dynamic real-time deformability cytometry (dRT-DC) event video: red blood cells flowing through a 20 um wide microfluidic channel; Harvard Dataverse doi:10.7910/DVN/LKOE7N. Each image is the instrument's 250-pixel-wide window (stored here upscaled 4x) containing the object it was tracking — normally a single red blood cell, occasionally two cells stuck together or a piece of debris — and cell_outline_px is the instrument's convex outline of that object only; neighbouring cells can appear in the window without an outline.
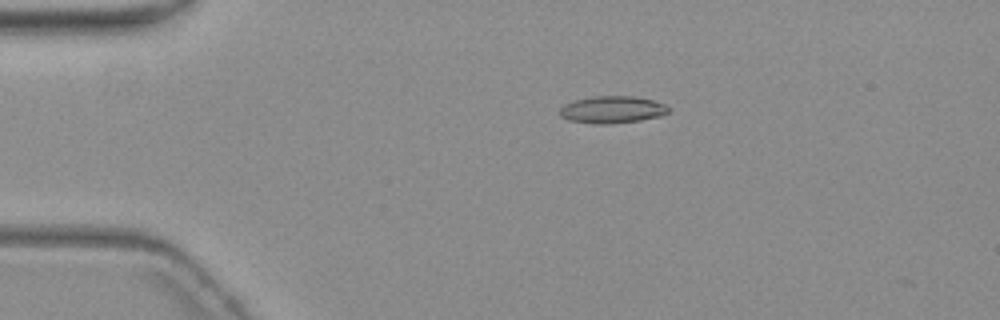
{"species": "common noctule bat (a hibernating species)", "species_latin": "Nyctalus noctula", "temperature_condition": "warm", "stored_images_in_passage": 8, "camera_frame_rate_fps": 3000, "um_per_image_px": 0.085, "animal": {"sex": "female", "body_mass_g": 19.3, "forearm_length_mm": 54.1}, "frame": {"image": 1, "passage_image": 2, "time_ms": 1.333, "image_size_px": [1000, 320], "cell_outline_px": [[668, 112], [660, 116], [640, 120], [608, 124], [592, 124], [568, 120], [560, 116], [560, 108], [564, 104], [576, 100], [592, 96], [632, 96], [652, 100], [664, 104], [668, 108]], "centroid_in_image_um": [52.0, 9.32], "position_along_channel_um": 33.0, "area_um2": 17.11}}
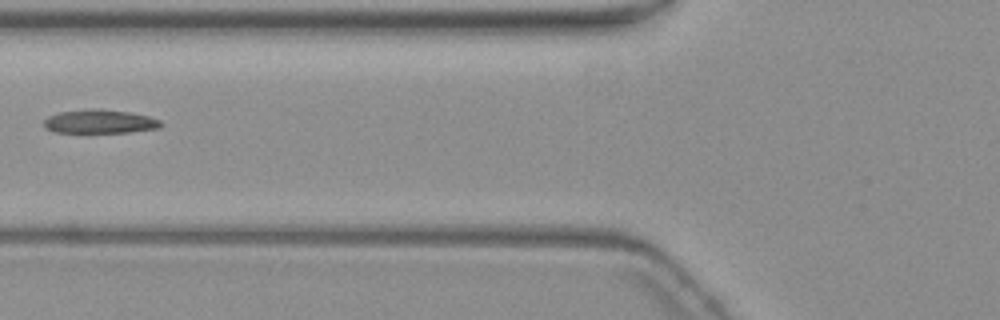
{"frame": {"image": 2, "passage_image": 5, "time_ms": 5.0, "image_size_px": [1000, 320], "cell_outline_px": [[164, 124], [160, 128], [128, 132], [52, 132], [44, 128], [44, 120], [48, 116], [60, 112], [92, 108], [96, 108], [128, 112], [148, 116], [160, 120]], "centroid_in_image_um": [8.47, 10.33], "position_along_channel_um": 117.3, "area_um2": 16.18}}
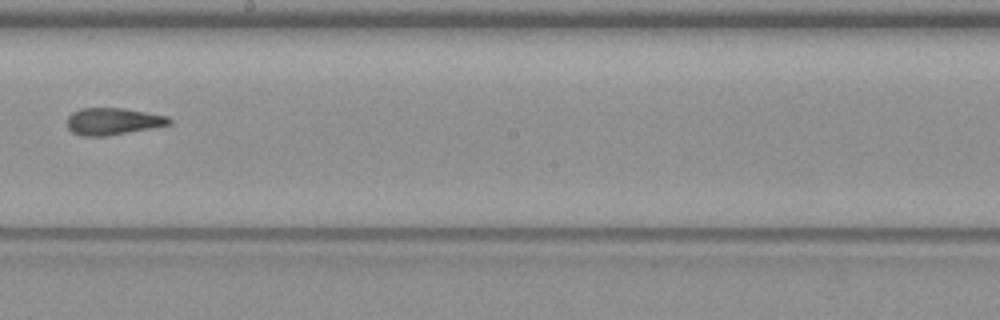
{"frame": {"image": 3, "passage_image": 8, "time_ms": 8.333, "image_size_px": [1000, 320], "cell_outline_px": [[172, 124], [108, 136], [80, 136], [72, 132], [68, 128], [68, 116], [72, 112], [80, 108], [124, 108], [168, 116], [172, 120]], "centroid_in_image_um": [9.6, 10.31], "position_along_channel_um": 238.6, "area_um2": 16.13}}